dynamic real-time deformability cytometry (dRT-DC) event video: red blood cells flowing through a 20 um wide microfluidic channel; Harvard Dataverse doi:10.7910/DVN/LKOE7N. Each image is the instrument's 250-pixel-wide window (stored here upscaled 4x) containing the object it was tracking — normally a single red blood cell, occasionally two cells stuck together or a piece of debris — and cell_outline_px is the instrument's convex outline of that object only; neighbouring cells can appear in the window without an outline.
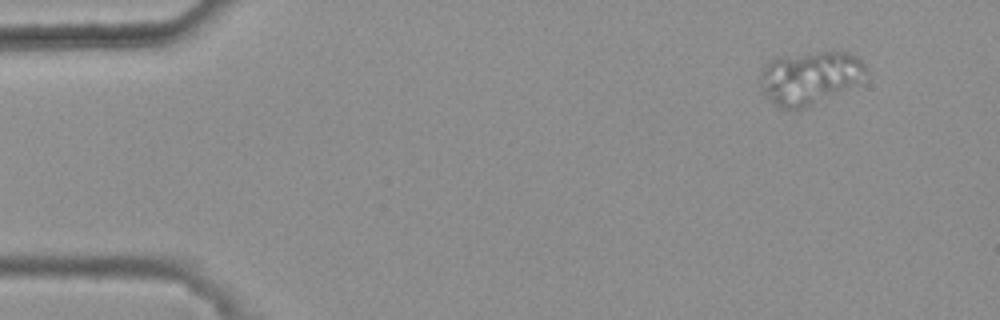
{"species": "common noctule bat (a hibernating species)", "species_latin": "Nyctalus noctula", "temperature_condition": "warm", "stored_images_in_passage": 46, "camera_frame_rate_fps": 3000, "um_per_image_px": 0.085, "animal": {"sex": "female", "body_mass_g": 25.1}, "frame": {"image": 1, "passage_image": 1, "time_ms": 0.0, "image_size_px": [1000, 320], "cell_outline_px": [[864, 72], [856, 80], [804, 108], [780, 108], [764, 92], [760, 80], [760, 72], [764, 64], [768, 60], [776, 56], [816, 52], [848, 52], [856, 56], [864, 64]], "centroid_in_image_um": [68.69, 6.53], "position_along_channel_um": 16.3, "area_um2": 31.15}}
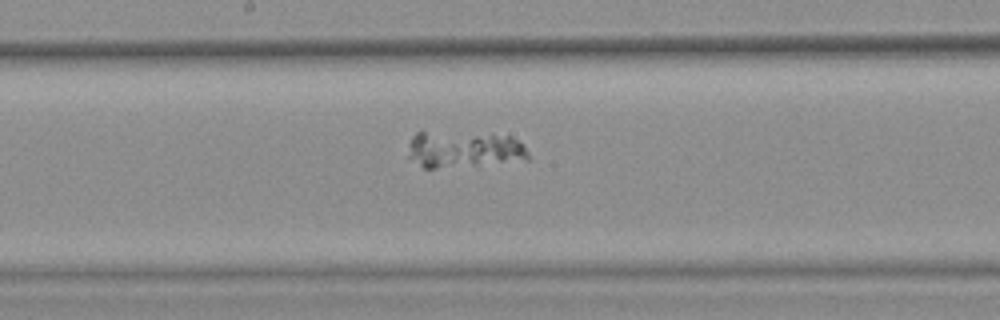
{"frame": {"image": 2, "passage_image": 25, "time_ms": 8.0, "image_size_px": [1000, 320], "cell_outline_px": [[528, 160], [436, 168], [424, 168], [408, 156], [408, 144], [412, 136], [416, 132], [492, 132], [512, 136], [528, 152]], "centroid_in_image_um": [39.42, 12.66], "position_along_channel_um": 208.8, "area_um2": 25.89}}
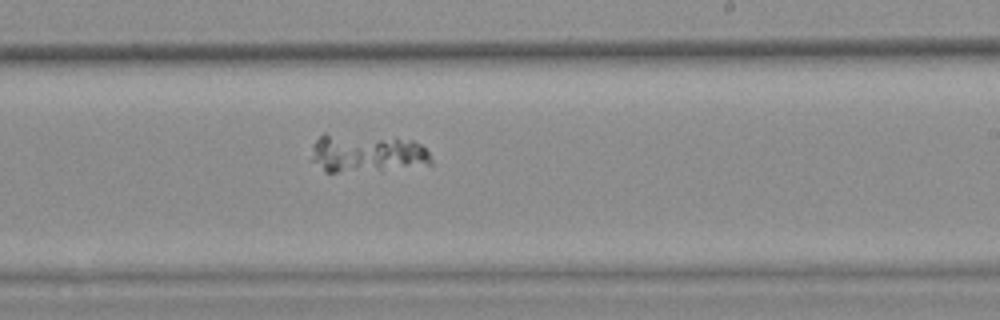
{"frame": {"image": 3, "passage_image": 29, "time_ms": 9.333, "image_size_px": [1000, 320], "cell_outline_px": [[432, 164], [336, 172], [324, 172], [308, 160], [312, 144], [324, 132], [412, 140], [420, 144], [428, 152], [432, 160]], "centroid_in_image_um": [31.03, 13.0], "position_along_channel_um": 258.0, "area_um2": 26.53}}